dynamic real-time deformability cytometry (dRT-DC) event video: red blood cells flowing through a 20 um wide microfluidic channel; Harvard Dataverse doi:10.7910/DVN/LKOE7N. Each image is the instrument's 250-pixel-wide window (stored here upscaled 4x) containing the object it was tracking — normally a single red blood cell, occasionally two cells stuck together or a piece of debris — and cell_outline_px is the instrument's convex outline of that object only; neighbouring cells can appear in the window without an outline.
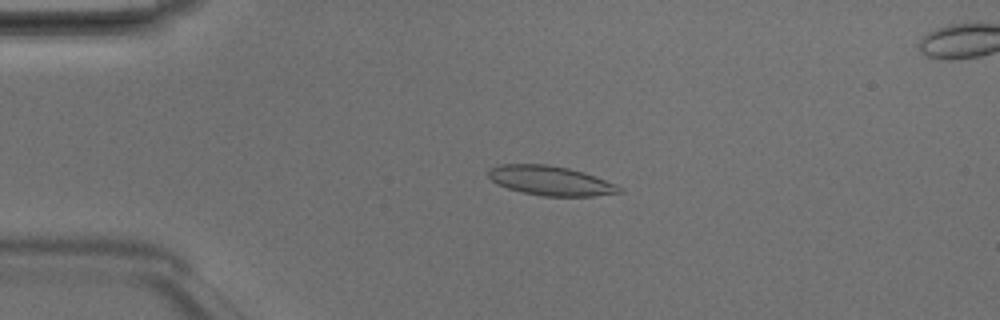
{"species": "Egyptian fruit bat (a non-hibernating species)", "species_latin": "Rousettus aegyptiacus", "temperature_condition": "room temperature", "stored_images_in_passage": 8, "camera_frame_rate_fps": 3000, "um_per_image_px": 0.085, "animal": {"sex": "male"}, "frame": {"image": 1, "passage_image": 3, "time_ms": 0.667, "image_size_px": [1000, 320], "cell_outline_px": [[624, 192], [592, 196], [544, 196], [524, 192], [508, 188], [496, 184], [488, 176], [488, 168], [500, 164], [548, 164], [568, 168], [584, 172], [596, 176], [616, 184], [624, 188]], "centroid_in_image_um": [46.82, 15.35], "position_along_channel_um": 38.2, "area_um2": 22.6}}
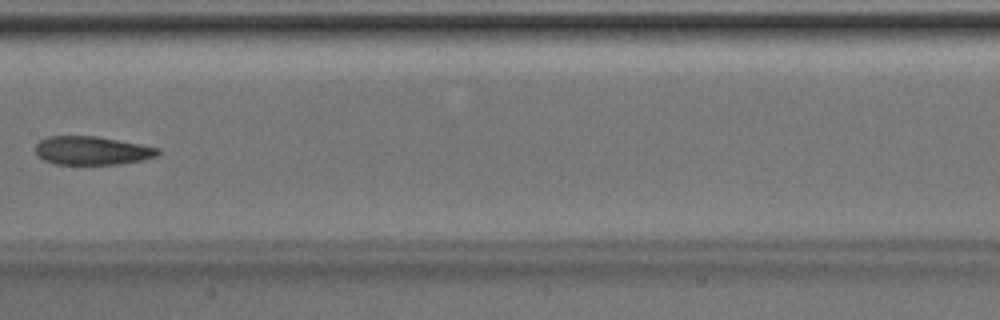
{"frame": {"image": 2, "passage_image": 7, "time_ms": 2.0, "image_size_px": [1000, 320], "cell_outline_px": [[160, 152], [156, 156], [144, 160], [120, 164], [56, 164], [44, 160], [36, 152], [36, 144], [40, 140], [48, 136], [96, 136], [140, 144], [160, 148]], "centroid_in_image_um": [7.84, 12.8], "position_along_channel_um": 199.6, "area_um2": 20.29}}